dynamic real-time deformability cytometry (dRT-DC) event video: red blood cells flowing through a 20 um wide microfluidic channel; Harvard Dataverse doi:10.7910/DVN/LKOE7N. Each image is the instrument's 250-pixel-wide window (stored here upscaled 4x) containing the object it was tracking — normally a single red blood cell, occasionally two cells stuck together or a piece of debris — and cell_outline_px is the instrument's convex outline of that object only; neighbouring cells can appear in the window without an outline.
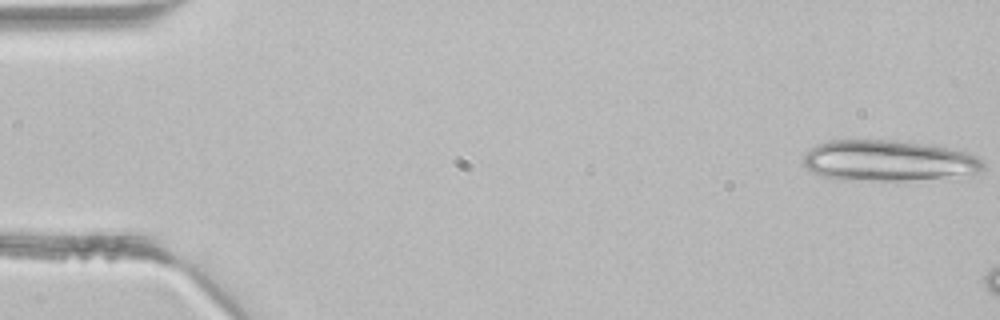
{"species": "common noctule bat (a hibernating species)", "species_latin": "Nyctalus noctula", "temperature_condition": "room temperature", "stored_images_in_passage": 4, "camera_frame_rate_fps": 3000, "um_per_image_px": 0.085, "animal": {"sex": "male", "body_mass_g": 21.5, "forearm_length_mm": 52.0}, "frame": {"image": 1, "passage_image": 1, "time_ms": 0.0, "image_size_px": [1000, 320], "cell_outline_px": [[984, 168], [980, 172], [908, 180], [840, 180], [820, 176], [808, 172], [804, 164], [804, 156], [816, 144], [828, 140], [896, 140], [924, 144], [948, 148], [968, 152], [984, 160]], "centroid_in_image_um": [75.44, 13.65], "position_along_channel_um": 9.6, "area_um2": 42.71}}